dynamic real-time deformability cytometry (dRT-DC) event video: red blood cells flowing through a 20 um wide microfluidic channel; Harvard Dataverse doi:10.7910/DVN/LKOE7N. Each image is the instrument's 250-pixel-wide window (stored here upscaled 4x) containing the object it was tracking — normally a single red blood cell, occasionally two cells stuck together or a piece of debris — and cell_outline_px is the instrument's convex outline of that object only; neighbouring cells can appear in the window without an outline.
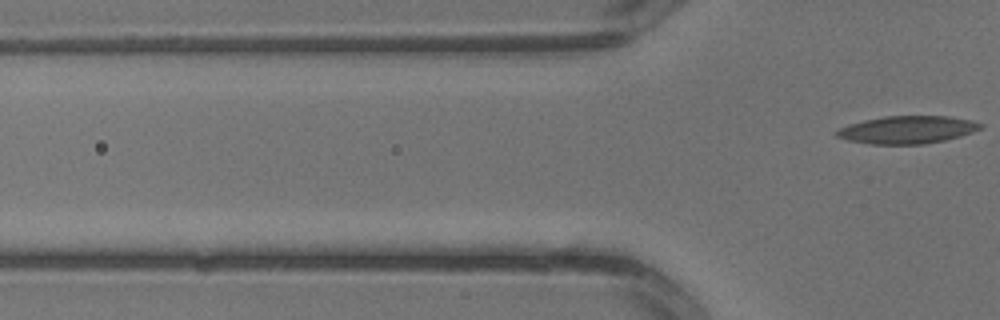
{"species": "common noctule bat (a hibernating species)", "species_latin": "Nyctalus noctula", "temperature_condition": "warm", "stored_images_in_passage": 4, "camera_frame_rate_fps": 3000, "um_per_image_px": 0.085, "animal": {"sex": "male", "body_mass_g": 13.3}, "frame": {"image": 1, "passage_image": 4, "time_ms": 1.0, "image_size_px": [1000, 320], "cell_outline_px": [[984, 124], [980, 128], [972, 132], [960, 136], [944, 140], [924, 144], [872, 144], [848, 140], [836, 136], [836, 132], [840, 128], [848, 124], [864, 120], [884, 116], [948, 116], [972, 120]], "centroid_in_image_um": [77.13, 11.02], "position_along_channel_um": 48.7, "area_um2": 23.06}}